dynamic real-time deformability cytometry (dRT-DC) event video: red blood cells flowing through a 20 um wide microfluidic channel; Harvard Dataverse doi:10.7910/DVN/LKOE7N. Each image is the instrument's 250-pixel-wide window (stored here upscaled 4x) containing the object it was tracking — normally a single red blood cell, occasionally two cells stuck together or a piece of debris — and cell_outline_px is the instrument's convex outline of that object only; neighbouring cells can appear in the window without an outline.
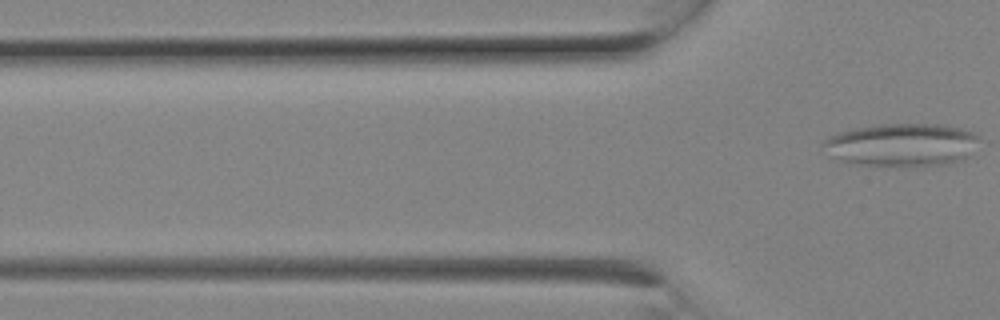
{"species": "Egyptian fruit bat (a non-hibernating species)", "species_latin": "Rousettus aegyptiacus", "temperature_condition": "room temperature", "stored_images_in_passage": 3, "camera_frame_rate_fps": 3000, "um_per_image_px": 0.085, "animal": {"sex": "female"}, "frame": {"image": 1, "passage_image": 3, "time_ms": 0.667, "image_size_px": [1000, 320], "cell_outline_px": [[980, 140], [968, 156], [960, 160], [944, 164], [920, 168], [872, 168], [852, 164], [836, 156], [820, 144], [824, 140], [840, 132], [856, 128], [880, 124], [940, 124], [964, 128], [976, 132], [980, 136]], "centroid_in_image_um": [76.73, 12.35], "position_along_channel_um": 49.1, "area_um2": 40.11}}